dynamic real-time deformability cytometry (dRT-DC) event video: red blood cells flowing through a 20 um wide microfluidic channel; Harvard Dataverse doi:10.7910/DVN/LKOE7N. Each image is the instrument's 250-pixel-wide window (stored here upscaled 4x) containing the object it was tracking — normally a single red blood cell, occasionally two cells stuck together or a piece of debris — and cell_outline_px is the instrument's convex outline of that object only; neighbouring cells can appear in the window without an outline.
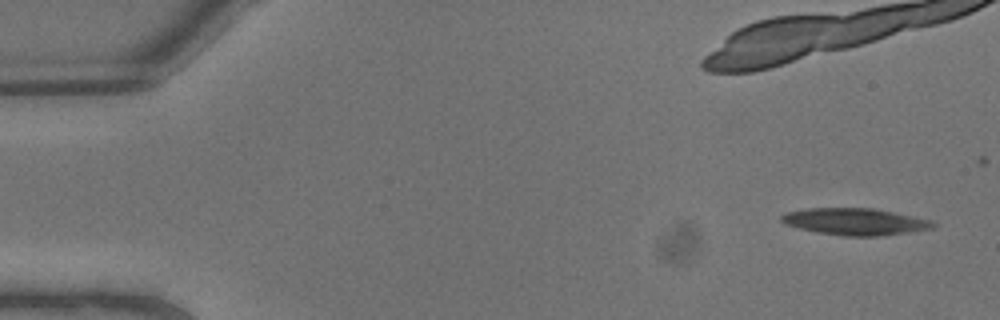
{"species": "common noctule bat (a hibernating species)", "species_latin": "Nyctalus noctula", "temperature_condition": "warm", "stored_images_in_passage": 7, "camera_frame_rate_fps": 3000, "um_per_image_px": 0.085, "animal": {"sex": "male", "body_mass_g": 13.3}, "frame": {"image": 1, "passage_image": 1, "time_ms": 0.0, "image_size_px": [1000, 320], "cell_outline_px": [[936, 228], [880, 236], [840, 236], [816, 232], [784, 224], [780, 220], [780, 216], [788, 212], [804, 208], [872, 208], [932, 220], [936, 224]], "centroid_in_image_um": [72.67, 18.84], "position_along_channel_um": 12.3, "area_um2": 23.76}}